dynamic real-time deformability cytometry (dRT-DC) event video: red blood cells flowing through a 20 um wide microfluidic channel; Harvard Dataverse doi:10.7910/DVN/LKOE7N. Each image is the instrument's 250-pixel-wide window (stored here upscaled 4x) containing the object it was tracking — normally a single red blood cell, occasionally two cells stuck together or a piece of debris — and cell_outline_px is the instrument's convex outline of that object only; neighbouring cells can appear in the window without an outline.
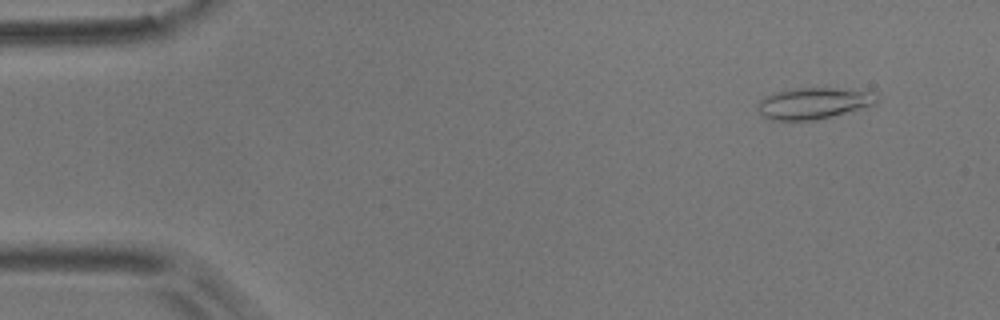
{"species": "common noctule bat (a hibernating species)", "species_latin": "Nyctalus noctula", "temperature_condition": "room temperature", "stored_images_in_passage": 54, "camera_frame_rate_fps": 3000, "um_per_image_px": 0.085, "animal": {"sex": "male", "body_mass_g": 17.9}, "frame": {"image": 1, "passage_image": 5, "time_ms": 1.333, "image_size_px": [1000, 320], "cell_outline_px": [[876, 104], [864, 108], [816, 120], [768, 120], [760, 116], [756, 108], [760, 100], [764, 96], [776, 92], [796, 88], [832, 88], [872, 92], [876, 100]], "centroid_in_image_um": [69.07, 8.8], "position_along_channel_um": 15.9, "area_um2": 21.73}}
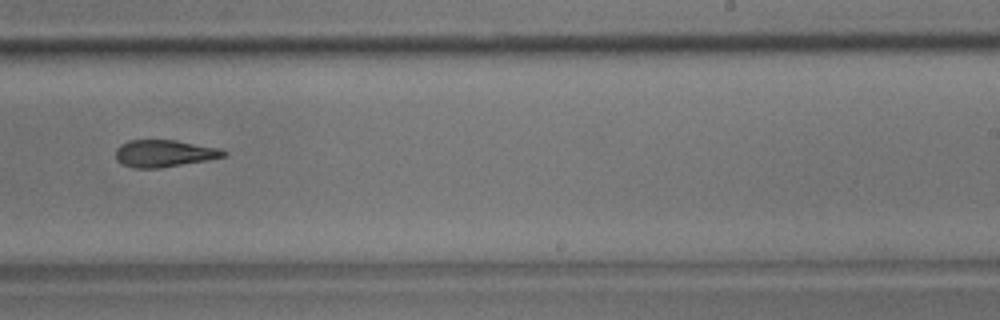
{"frame": {"image": 2, "passage_image": 34, "time_ms": 11.0, "image_size_px": [1000, 320], "cell_outline_px": [[228, 152], [224, 156], [208, 160], [160, 168], [136, 168], [120, 164], [116, 160], [116, 148], [120, 144], [128, 140], [176, 140], [216, 148]], "centroid_in_image_um": [13.89, 13.04], "position_along_channel_um": 275.1, "area_um2": 16.99}}
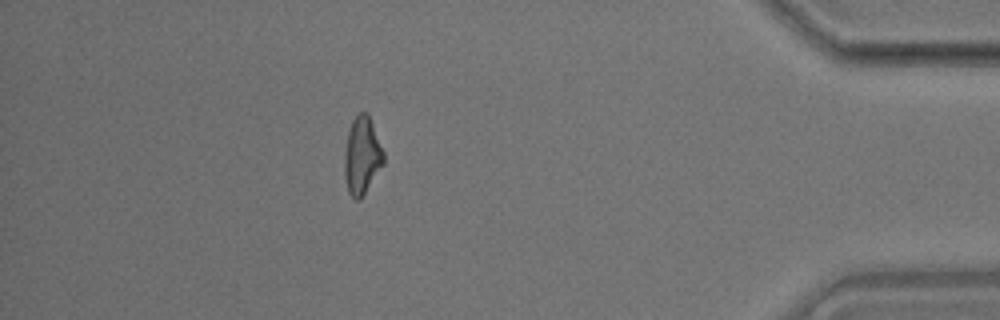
{"frame": {"image": 3, "passage_image": 48, "time_ms": 15.667, "image_size_px": [1000, 320], "cell_outline_px": [[384, 164], [360, 200], [356, 200], [348, 192], [344, 176], [344, 152], [348, 132], [352, 120], [360, 112], [368, 112], [384, 152]], "centroid_in_image_um": [30.77, 13.23], "position_along_channel_um": 404.4, "area_um2": 17.8}, "authors_computed_cell_mechanics": {"area_um2": 17.918, "velocity_mm_per_s": 3.7411, "shape_relaxation_time_tau1_ms": 6.8449, "shape_relaxation_time_tau2_ms": 8.399, "deformation_change_tau1": 0.1777, "deformation_change_tau2": 0.1792}}